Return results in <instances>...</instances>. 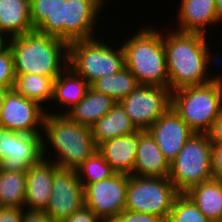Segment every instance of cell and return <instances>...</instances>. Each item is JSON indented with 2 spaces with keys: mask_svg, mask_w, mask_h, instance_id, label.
<instances>
[{
  "mask_svg": "<svg viewBox=\"0 0 222 222\" xmlns=\"http://www.w3.org/2000/svg\"><path fill=\"white\" fill-rule=\"evenodd\" d=\"M205 36L177 30H171L165 37L163 35L171 92L188 86L207 84L216 77H207L211 54Z\"/></svg>",
  "mask_w": 222,
  "mask_h": 222,
  "instance_id": "6da1fadb",
  "label": "cell"
},
{
  "mask_svg": "<svg viewBox=\"0 0 222 222\" xmlns=\"http://www.w3.org/2000/svg\"><path fill=\"white\" fill-rule=\"evenodd\" d=\"M7 41L13 54L15 75L36 74L55 80L68 66V44L55 36L34 30L9 37Z\"/></svg>",
  "mask_w": 222,
  "mask_h": 222,
  "instance_id": "7a4b0ae2",
  "label": "cell"
},
{
  "mask_svg": "<svg viewBox=\"0 0 222 222\" xmlns=\"http://www.w3.org/2000/svg\"><path fill=\"white\" fill-rule=\"evenodd\" d=\"M42 130L58 156L53 162L59 168L76 170L97 151L92 128L77 124L63 112H46Z\"/></svg>",
  "mask_w": 222,
  "mask_h": 222,
  "instance_id": "3957f363",
  "label": "cell"
},
{
  "mask_svg": "<svg viewBox=\"0 0 222 222\" xmlns=\"http://www.w3.org/2000/svg\"><path fill=\"white\" fill-rule=\"evenodd\" d=\"M125 67L139 85L169 88L163 35L153 28L140 30L122 44Z\"/></svg>",
  "mask_w": 222,
  "mask_h": 222,
  "instance_id": "277c9868",
  "label": "cell"
},
{
  "mask_svg": "<svg viewBox=\"0 0 222 222\" xmlns=\"http://www.w3.org/2000/svg\"><path fill=\"white\" fill-rule=\"evenodd\" d=\"M171 108L195 133H208L222 112V77L173 91Z\"/></svg>",
  "mask_w": 222,
  "mask_h": 222,
  "instance_id": "5b68a950",
  "label": "cell"
},
{
  "mask_svg": "<svg viewBox=\"0 0 222 222\" xmlns=\"http://www.w3.org/2000/svg\"><path fill=\"white\" fill-rule=\"evenodd\" d=\"M68 66L90 85L98 78L113 75L125 68L121 48L116 51L95 38L77 40L68 44Z\"/></svg>",
  "mask_w": 222,
  "mask_h": 222,
  "instance_id": "8992f818",
  "label": "cell"
},
{
  "mask_svg": "<svg viewBox=\"0 0 222 222\" xmlns=\"http://www.w3.org/2000/svg\"><path fill=\"white\" fill-rule=\"evenodd\" d=\"M211 145L208 133H195L170 162L168 177L179 193L212 179Z\"/></svg>",
  "mask_w": 222,
  "mask_h": 222,
  "instance_id": "52a82bcc",
  "label": "cell"
},
{
  "mask_svg": "<svg viewBox=\"0 0 222 222\" xmlns=\"http://www.w3.org/2000/svg\"><path fill=\"white\" fill-rule=\"evenodd\" d=\"M179 194L169 177L129 175L125 209L153 214L166 221Z\"/></svg>",
  "mask_w": 222,
  "mask_h": 222,
  "instance_id": "ba28073f",
  "label": "cell"
},
{
  "mask_svg": "<svg viewBox=\"0 0 222 222\" xmlns=\"http://www.w3.org/2000/svg\"><path fill=\"white\" fill-rule=\"evenodd\" d=\"M169 88L138 85L119 103L137 130L146 131L171 108Z\"/></svg>",
  "mask_w": 222,
  "mask_h": 222,
  "instance_id": "9c48e42d",
  "label": "cell"
},
{
  "mask_svg": "<svg viewBox=\"0 0 222 222\" xmlns=\"http://www.w3.org/2000/svg\"><path fill=\"white\" fill-rule=\"evenodd\" d=\"M129 175L115 173L111 177L89 184L84 189L85 207L103 222H111L126 205Z\"/></svg>",
  "mask_w": 222,
  "mask_h": 222,
  "instance_id": "30bf717a",
  "label": "cell"
},
{
  "mask_svg": "<svg viewBox=\"0 0 222 222\" xmlns=\"http://www.w3.org/2000/svg\"><path fill=\"white\" fill-rule=\"evenodd\" d=\"M43 158V136L2 127L0 170L22 172Z\"/></svg>",
  "mask_w": 222,
  "mask_h": 222,
  "instance_id": "8fae6325",
  "label": "cell"
},
{
  "mask_svg": "<svg viewBox=\"0 0 222 222\" xmlns=\"http://www.w3.org/2000/svg\"><path fill=\"white\" fill-rule=\"evenodd\" d=\"M84 206V187L76 170L59 168L53 176L51 197L45 213L52 222H62Z\"/></svg>",
  "mask_w": 222,
  "mask_h": 222,
  "instance_id": "7c38bea8",
  "label": "cell"
},
{
  "mask_svg": "<svg viewBox=\"0 0 222 222\" xmlns=\"http://www.w3.org/2000/svg\"><path fill=\"white\" fill-rule=\"evenodd\" d=\"M45 110L38 102L10 89L0 110V126L15 132L40 134L37 127H43Z\"/></svg>",
  "mask_w": 222,
  "mask_h": 222,
  "instance_id": "4fadbf2b",
  "label": "cell"
},
{
  "mask_svg": "<svg viewBox=\"0 0 222 222\" xmlns=\"http://www.w3.org/2000/svg\"><path fill=\"white\" fill-rule=\"evenodd\" d=\"M162 151L168 162H172L188 139L195 132L170 108L146 130Z\"/></svg>",
  "mask_w": 222,
  "mask_h": 222,
  "instance_id": "5bb4252c",
  "label": "cell"
},
{
  "mask_svg": "<svg viewBox=\"0 0 222 222\" xmlns=\"http://www.w3.org/2000/svg\"><path fill=\"white\" fill-rule=\"evenodd\" d=\"M104 0H66L63 40L69 44L93 38L96 19ZM93 33V34H92Z\"/></svg>",
  "mask_w": 222,
  "mask_h": 222,
  "instance_id": "9a60e30c",
  "label": "cell"
},
{
  "mask_svg": "<svg viewBox=\"0 0 222 222\" xmlns=\"http://www.w3.org/2000/svg\"><path fill=\"white\" fill-rule=\"evenodd\" d=\"M45 137L43 138V158L36 164L31 165L26 171L25 204L29 210L45 211L51 192L54 173L59 167L48 161L44 155L46 152ZM46 159V160H45Z\"/></svg>",
  "mask_w": 222,
  "mask_h": 222,
  "instance_id": "2e32d148",
  "label": "cell"
},
{
  "mask_svg": "<svg viewBox=\"0 0 222 222\" xmlns=\"http://www.w3.org/2000/svg\"><path fill=\"white\" fill-rule=\"evenodd\" d=\"M139 146V130L115 137L97 146V151L116 173L131 175Z\"/></svg>",
  "mask_w": 222,
  "mask_h": 222,
  "instance_id": "e0dca14e",
  "label": "cell"
},
{
  "mask_svg": "<svg viewBox=\"0 0 222 222\" xmlns=\"http://www.w3.org/2000/svg\"><path fill=\"white\" fill-rule=\"evenodd\" d=\"M170 163L147 131L139 130V146L131 175L168 177Z\"/></svg>",
  "mask_w": 222,
  "mask_h": 222,
  "instance_id": "ac0fdd59",
  "label": "cell"
},
{
  "mask_svg": "<svg viewBox=\"0 0 222 222\" xmlns=\"http://www.w3.org/2000/svg\"><path fill=\"white\" fill-rule=\"evenodd\" d=\"M30 12L34 30L63 40L66 0H30Z\"/></svg>",
  "mask_w": 222,
  "mask_h": 222,
  "instance_id": "d6986e66",
  "label": "cell"
},
{
  "mask_svg": "<svg viewBox=\"0 0 222 222\" xmlns=\"http://www.w3.org/2000/svg\"><path fill=\"white\" fill-rule=\"evenodd\" d=\"M177 31L206 35V25L218 23L216 0H181Z\"/></svg>",
  "mask_w": 222,
  "mask_h": 222,
  "instance_id": "ffe728a7",
  "label": "cell"
},
{
  "mask_svg": "<svg viewBox=\"0 0 222 222\" xmlns=\"http://www.w3.org/2000/svg\"><path fill=\"white\" fill-rule=\"evenodd\" d=\"M115 103L110 96L97 92L90 86L85 97L70 110H65L64 114L77 124L92 127Z\"/></svg>",
  "mask_w": 222,
  "mask_h": 222,
  "instance_id": "44dd1931",
  "label": "cell"
},
{
  "mask_svg": "<svg viewBox=\"0 0 222 222\" xmlns=\"http://www.w3.org/2000/svg\"><path fill=\"white\" fill-rule=\"evenodd\" d=\"M31 31L30 0H0V34L14 37Z\"/></svg>",
  "mask_w": 222,
  "mask_h": 222,
  "instance_id": "7402d4cb",
  "label": "cell"
},
{
  "mask_svg": "<svg viewBox=\"0 0 222 222\" xmlns=\"http://www.w3.org/2000/svg\"><path fill=\"white\" fill-rule=\"evenodd\" d=\"M91 128L96 146L106 140L137 131L119 102H116L110 111L99 119Z\"/></svg>",
  "mask_w": 222,
  "mask_h": 222,
  "instance_id": "603a6c76",
  "label": "cell"
},
{
  "mask_svg": "<svg viewBox=\"0 0 222 222\" xmlns=\"http://www.w3.org/2000/svg\"><path fill=\"white\" fill-rule=\"evenodd\" d=\"M212 222H222V180L210 179L185 193Z\"/></svg>",
  "mask_w": 222,
  "mask_h": 222,
  "instance_id": "cb8c5ba5",
  "label": "cell"
},
{
  "mask_svg": "<svg viewBox=\"0 0 222 222\" xmlns=\"http://www.w3.org/2000/svg\"><path fill=\"white\" fill-rule=\"evenodd\" d=\"M89 88L90 84L67 66L54 80L52 101L70 110L85 97Z\"/></svg>",
  "mask_w": 222,
  "mask_h": 222,
  "instance_id": "d4e9b609",
  "label": "cell"
},
{
  "mask_svg": "<svg viewBox=\"0 0 222 222\" xmlns=\"http://www.w3.org/2000/svg\"><path fill=\"white\" fill-rule=\"evenodd\" d=\"M11 89L41 105L43 102L52 101L54 79L36 74H18Z\"/></svg>",
  "mask_w": 222,
  "mask_h": 222,
  "instance_id": "484cf974",
  "label": "cell"
},
{
  "mask_svg": "<svg viewBox=\"0 0 222 222\" xmlns=\"http://www.w3.org/2000/svg\"><path fill=\"white\" fill-rule=\"evenodd\" d=\"M136 77L126 67L116 74L98 78L90 86L97 92L110 96L120 102L137 86Z\"/></svg>",
  "mask_w": 222,
  "mask_h": 222,
  "instance_id": "4316f807",
  "label": "cell"
},
{
  "mask_svg": "<svg viewBox=\"0 0 222 222\" xmlns=\"http://www.w3.org/2000/svg\"><path fill=\"white\" fill-rule=\"evenodd\" d=\"M26 171L0 170V207L24 208Z\"/></svg>",
  "mask_w": 222,
  "mask_h": 222,
  "instance_id": "83f0119b",
  "label": "cell"
},
{
  "mask_svg": "<svg viewBox=\"0 0 222 222\" xmlns=\"http://www.w3.org/2000/svg\"><path fill=\"white\" fill-rule=\"evenodd\" d=\"M76 172L84 189L89 184L107 179L116 173L98 151H95L79 167H77Z\"/></svg>",
  "mask_w": 222,
  "mask_h": 222,
  "instance_id": "f1b7e54d",
  "label": "cell"
},
{
  "mask_svg": "<svg viewBox=\"0 0 222 222\" xmlns=\"http://www.w3.org/2000/svg\"><path fill=\"white\" fill-rule=\"evenodd\" d=\"M169 222H212L185 193H180L170 211Z\"/></svg>",
  "mask_w": 222,
  "mask_h": 222,
  "instance_id": "f546056e",
  "label": "cell"
},
{
  "mask_svg": "<svg viewBox=\"0 0 222 222\" xmlns=\"http://www.w3.org/2000/svg\"><path fill=\"white\" fill-rule=\"evenodd\" d=\"M15 76L13 54L7 44L0 51V86L11 89Z\"/></svg>",
  "mask_w": 222,
  "mask_h": 222,
  "instance_id": "4dcf8cb0",
  "label": "cell"
},
{
  "mask_svg": "<svg viewBox=\"0 0 222 222\" xmlns=\"http://www.w3.org/2000/svg\"><path fill=\"white\" fill-rule=\"evenodd\" d=\"M111 222H165V220L153 214L124 209Z\"/></svg>",
  "mask_w": 222,
  "mask_h": 222,
  "instance_id": "1f68e13d",
  "label": "cell"
},
{
  "mask_svg": "<svg viewBox=\"0 0 222 222\" xmlns=\"http://www.w3.org/2000/svg\"><path fill=\"white\" fill-rule=\"evenodd\" d=\"M211 174L212 179L222 180V144L211 145Z\"/></svg>",
  "mask_w": 222,
  "mask_h": 222,
  "instance_id": "d6a6232c",
  "label": "cell"
},
{
  "mask_svg": "<svg viewBox=\"0 0 222 222\" xmlns=\"http://www.w3.org/2000/svg\"><path fill=\"white\" fill-rule=\"evenodd\" d=\"M62 222H103L92 210L83 207Z\"/></svg>",
  "mask_w": 222,
  "mask_h": 222,
  "instance_id": "836d02e7",
  "label": "cell"
},
{
  "mask_svg": "<svg viewBox=\"0 0 222 222\" xmlns=\"http://www.w3.org/2000/svg\"><path fill=\"white\" fill-rule=\"evenodd\" d=\"M24 208L1 207L0 222H21Z\"/></svg>",
  "mask_w": 222,
  "mask_h": 222,
  "instance_id": "e575fe53",
  "label": "cell"
},
{
  "mask_svg": "<svg viewBox=\"0 0 222 222\" xmlns=\"http://www.w3.org/2000/svg\"><path fill=\"white\" fill-rule=\"evenodd\" d=\"M21 222H52L45 211L27 210L22 214Z\"/></svg>",
  "mask_w": 222,
  "mask_h": 222,
  "instance_id": "d590c367",
  "label": "cell"
},
{
  "mask_svg": "<svg viewBox=\"0 0 222 222\" xmlns=\"http://www.w3.org/2000/svg\"><path fill=\"white\" fill-rule=\"evenodd\" d=\"M211 143L222 144V112L213 122L211 130L208 132Z\"/></svg>",
  "mask_w": 222,
  "mask_h": 222,
  "instance_id": "8d00e7d4",
  "label": "cell"
},
{
  "mask_svg": "<svg viewBox=\"0 0 222 222\" xmlns=\"http://www.w3.org/2000/svg\"><path fill=\"white\" fill-rule=\"evenodd\" d=\"M216 14L219 23L222 21V0H216Z\"/></svg>",
  "mask_w": 222,
  "mask_h": 222,
  "instance_id": "74e56055",
  "label": "cell"
},
{
  "mask_svg": "<svg viewBox=\"0 0 222 222\" xmlns=\"http://www.w3.org/2000/svg\"><path fill=\"white\" fill-rule=\"evenodd\" d=\"M9 90H10L9 87L0 86V110L4 103L5 96Z\"/></svg>",
  "mask_w": 222,
  "mask_h": 222,
  "instance_id": "f35d334b",
  "label": "cell"
},
{
  "mask_svg": "<svg viewBox=\"0 0 222 222\" xmlns=\"http://www.w3.org/2000/svg\"><path fill=\"white\" fill-rule=\"evenodd\" d=\"M7 37L9 38V36H3L2 34H0V51L7 45L8 41L6 40Z\"/></svg>",
  "mask_w": 222,
  "mask_h": 222,
  "instance_id": "ab89813d",
  "label": "cell"
},
{
  "mask_svg": "<svg viewBox=\"0 0 222 222\" xmlns=\"http://www.w3.org/2000/svg\"><path fill=\"white\" fill-rule=\"evenodd\" d=\"M1 143H2V127L0 126V151H1Z\"/></svg>",
  "mask_w": 222,
  "mask_h": 222,
  "instance_id": "60d3db41",
  "label": "cell"
}]
</instances>
